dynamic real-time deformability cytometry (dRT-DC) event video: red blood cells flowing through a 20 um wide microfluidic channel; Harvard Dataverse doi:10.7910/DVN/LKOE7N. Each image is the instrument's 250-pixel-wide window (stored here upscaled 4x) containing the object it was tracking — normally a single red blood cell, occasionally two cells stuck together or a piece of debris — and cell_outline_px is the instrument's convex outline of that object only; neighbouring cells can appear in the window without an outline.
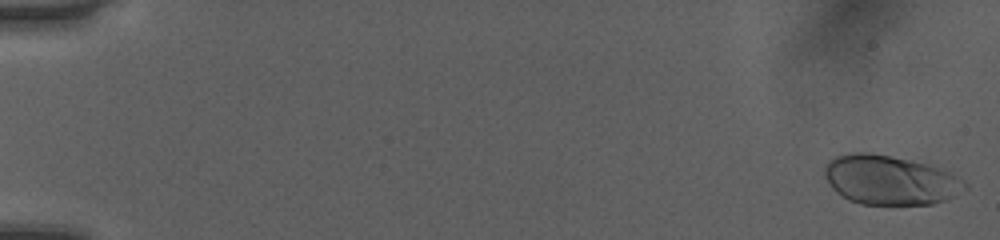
{"species": "human", "species_latin": "Homo sapiens", "temperature_condition": "room temperature", "stored_images_in_passage": 51, "camera_frame_rate_fps": 3000, "um_per_image_px": 0.085, "donor": {"sex": "female"}, "frame": {"image": 1, "passage_image": 1, "time_ms": 0.0, "image_size_px": [1000, 240], "cell_outline_px": [[968, 188], [944, 200], [932, 204], [860, 204], [848, 200], [836, 192], [832, 188], [824, 176], [824, 168], [828, 160], [836, 156], [852, 152], [872, 152], [928, 164], [940, 168], [948, 172], [968, 184]], "centroid_in_image_um": [75.6, 15.29], "position_along_channel_um": 9.4, "area_um2": 40.29}}
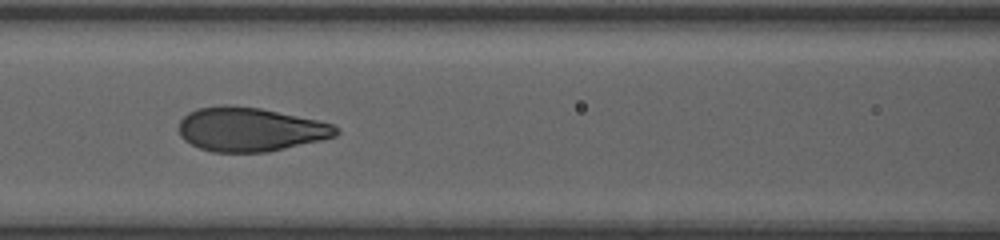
{"frame": {"image": 2, "passage_image": 24, "time_ms": 7.667, "image_size_px": [1000, 240], "cell_outline_px": [[340, 132], [336, 136], [320, 140], [268, 152], [212, 152], [200, 148], [184, 140], [180, 136], [180, 120], [188, 112], [196, 108], [220, 104], [224, 104], [260, 108], [316, 120], [332, 124], [340, 128]], "centroid_in_image_um": [21.24, 10.99], "position_along_channel_um": 145.4, "area_um2": 40.29}}
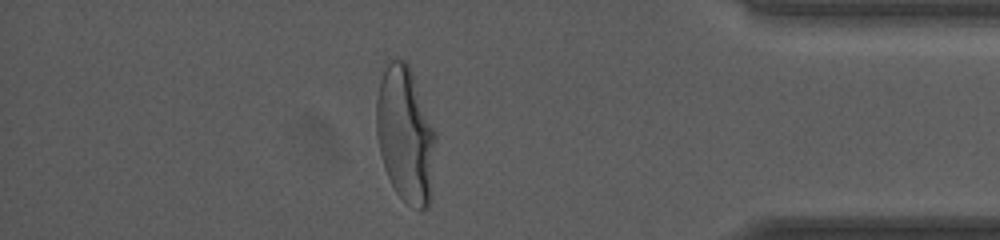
{"frame": {"image": 3, "passage_image": 45, "time_ms": 14.667, "image_size_px": [1000, 240], "cell_outline_px": [[436, 140], [428, 208], [420, 212], [408, 204], [396, 192], [384, 168], [380, 156], [376, 136], [376, 100], [384, 60], [404, 60], [408, 64], [412, 72], [436, 132]], "centroid_in_image_um": [34.43, 11.41], "position_along_channel_um": 400.8, "area_um2": 47.16}, "authors_computed_cell_mechanics": {"area_um2": 40.3444, "velocity_mm_per_s": 4.0587, "shape_relaxation_time_tau1_ms": 3.5248, "shape_relaxation_time_tau2_ms": null, "deformation_change_tau1": 0.1755, "deformation_change_tau2": null}}